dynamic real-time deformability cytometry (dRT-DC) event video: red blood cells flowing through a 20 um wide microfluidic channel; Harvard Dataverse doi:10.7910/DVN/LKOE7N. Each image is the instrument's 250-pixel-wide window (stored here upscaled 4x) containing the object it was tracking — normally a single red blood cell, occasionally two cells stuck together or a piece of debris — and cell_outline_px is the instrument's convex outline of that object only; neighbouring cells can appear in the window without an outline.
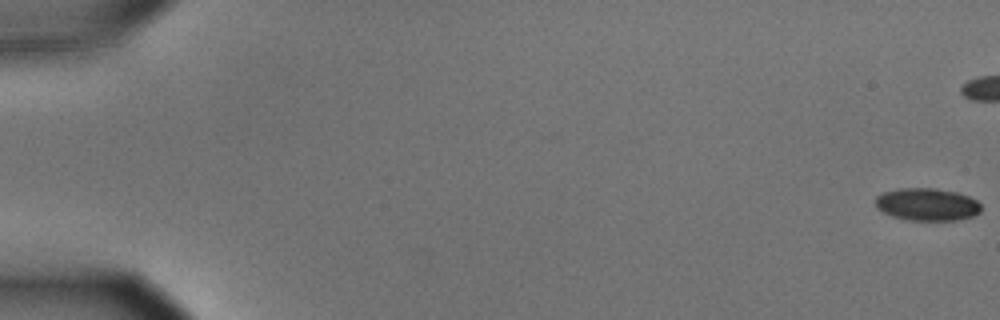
{"species": "common noctule bat (a hibernating species)", "species_latin": "Nyctalus noctula", "temperature_condition": "cold", "stored_images_in_passage": 48, "camera_frame_rate_fps": 3000, "um_per_image_px": 0.085, "animal": {"sex": "male", "body_mass_g": 15.6}, "frame": {"image": 1, "passage_image": 1, "time_ms": 0.0, "image_size_px": [1000, 320], "cell_outline_px": [[980, 212], [972, 216], [956, 220], [908, 220], [892, 216], [876, 208], [876, 196], [884, 192], [896, 188], [936, 188], [956, 192], [968, 196], [976, 200], [980, 204]], "centroid_in_image_um": [78.78, 17.36], "position_along_channel_um": 6.2, "area_um2": 20.0}}
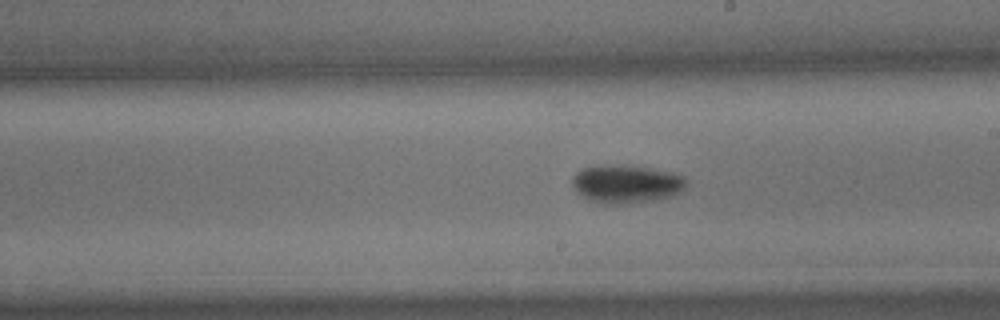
{"frame": {"image": 2, "passage_image": 34, "time_ms": 11.0, "image_size_px": [1000, 320], "cell_outline_px": [[688, 184], [680, 192], [672, 196], [656, 200], [628, 204], [600, 204], [588, 200], [576, 192], [572, 184], [572, 176], [580, 168], [624, 164], [652, 168], [672, 172], [684, 176], [688, 180]], "centroid_in_image_um": [53.25, 15.64], "position_along_channel_um": 235.8, "area_um2": 25.95}}
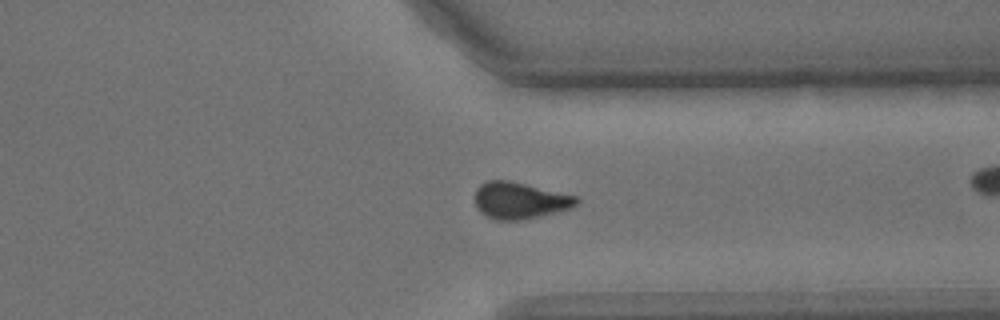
{"frame": {"image": 3, "passage_image": 45, "time_ms": 14.667, "image_size_px": [1000, 320], "cell_outline_px": [[580, 200], [572, 208], [524, 220], [496, 220], [480, 212], [476, 208], [476, 188], [480, 184], [488, 180], [508, 180], [576, 196]], "centroid_in_image_um": [44.17, 17.05], "position_along_channel_um": 367.2, "area_um2": 21.56}}